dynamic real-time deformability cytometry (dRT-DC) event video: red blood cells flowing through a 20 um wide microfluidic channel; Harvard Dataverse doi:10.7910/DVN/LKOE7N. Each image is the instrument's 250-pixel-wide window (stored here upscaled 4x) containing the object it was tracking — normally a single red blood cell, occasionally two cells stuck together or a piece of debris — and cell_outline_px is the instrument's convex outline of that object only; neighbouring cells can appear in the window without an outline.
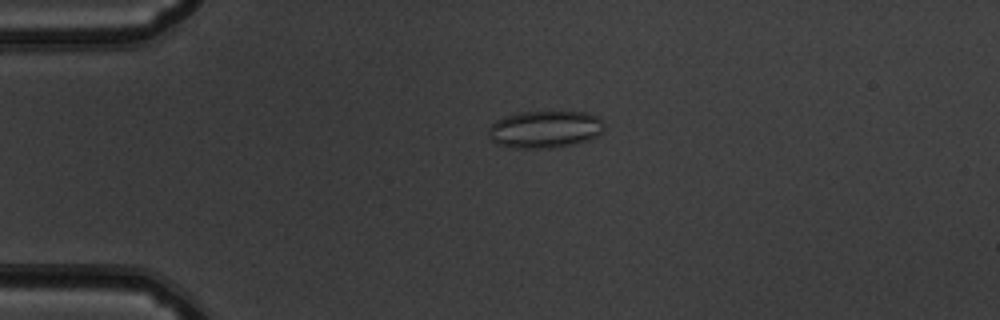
{"species": "common noctule bat (a hibernating species)", "species_latin": "Nyctalus noctula", "temperature_condition": "warm", "stored_images_in_passage": 53, "camera_frame_rate_fps": 3000, "um_per_image_px": 0.085, "animal": {"sex": "male", "body_mass_g": 19.5, "forearm_length_mm": 54.6}, "frame": {"image": 1, "passage_image": 13, "time_ms": 4.0, "image_size_px": [1000, 320], "cell_outline_px": [[604, 128], [596, 136], [588, 140], [576, 144], [556, 148], [512, 148], [496, 144], [488, 136], [488, 128], [496, 120], [504, 116], [520, 112], [588, 112], [600, 116], [604, 124]], "centroid_in_image_um": [46.32, 11.0], "position_along_channel_um": 38.7, "area_um2": 25.49}}
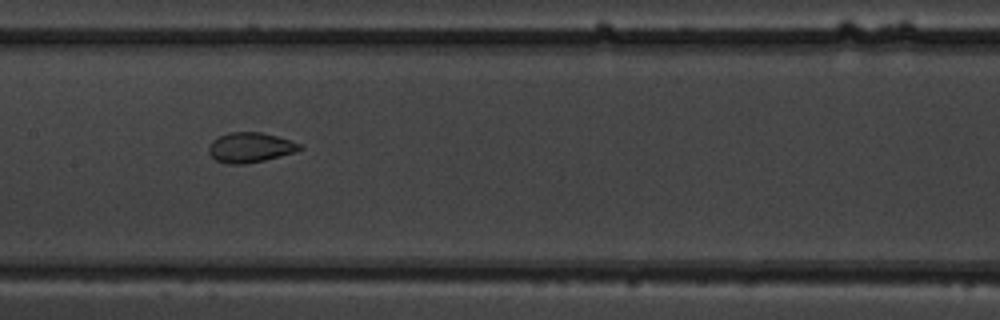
{"frame": {"image": 2, "passage_image": 27, "time_ms": 8.667, "image_size_px": [1000, 320], "cell_outline_px": [[304, 148], [296, 152], [264, 160], [244, 164], [228, 164], [216, 160], [208, 152], [208, 144], [212, 140], [228, 132], [264, 132], [292, 140], [300, 144]], "centroid_in_image_um": [21.28, 12.52], "position_along_channel_um": 186.1, "area_um2": 16.07}}
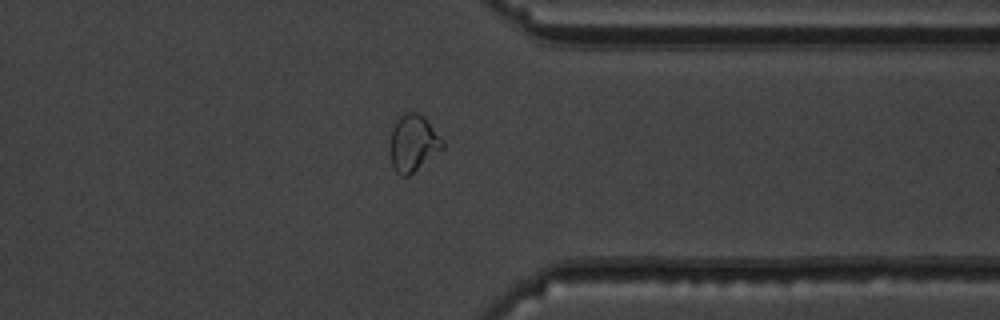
{"frame": {"image": 3, "passage_image": 42, "time_ms": 13.667, "image_size_px": [1000, 320], "cell_outline_px": [[444, 148], [408, 176], [400, 176], [396, 172], [392, 164], [392, 128], [396, 120], [404, 112], [416, 112], [424, 116], [444, 140]], "centroid_in_image_um": [35.16, 12.14], "position_along_channel_um": 376.2, "area_um2": 17.11}, "authors_computed_cell_mechanics": {"area_um2": 18.8428, "velocity_mm_per_s": 3.8849, "shape_relaxation_time_tau1_ms": null, "shape_relaxation_time_tau2_ms": 0.9751, "deformation_change_tau1": null, "deformation_change_tau2": 0.0616}}